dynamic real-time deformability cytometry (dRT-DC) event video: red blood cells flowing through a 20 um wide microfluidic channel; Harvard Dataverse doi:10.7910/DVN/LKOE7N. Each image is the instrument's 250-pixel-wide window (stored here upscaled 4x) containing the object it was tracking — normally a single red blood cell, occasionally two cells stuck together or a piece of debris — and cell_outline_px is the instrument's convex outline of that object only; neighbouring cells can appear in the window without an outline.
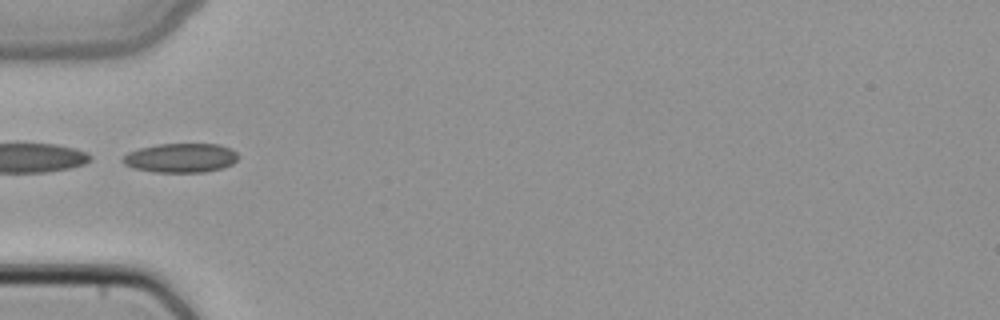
{"species": "common noctule bat (a hibernating species)", "species_latin": "Nyctalus noctula", "temperature_condition": "cold", "stored_images_in_passage": 4, "camera_frame_rate_fps": 3000, "um_per_image_px": 0.085, "animal": {"sex": "female", "body_mass_g": 22.7, "forearm_length_mm": 54.2}, "frame": {"image": 1, "passage_image": 4, "time_ms": 1.0, "image_size_px": [1000, 320], "cell_outline_px": [[240, 156], [232, 164], [224, 168], [204, 172], [152, 172], [132, 168], [124, 164], [120, 160], [120, 156], [128, 152], [140, 148], [160, 144], [220, 144], [232, 148]], "centroid_in_image_um": [15.35, 13.42], "position_along_channel_um": 69.6, "area_um2": 20.0}}